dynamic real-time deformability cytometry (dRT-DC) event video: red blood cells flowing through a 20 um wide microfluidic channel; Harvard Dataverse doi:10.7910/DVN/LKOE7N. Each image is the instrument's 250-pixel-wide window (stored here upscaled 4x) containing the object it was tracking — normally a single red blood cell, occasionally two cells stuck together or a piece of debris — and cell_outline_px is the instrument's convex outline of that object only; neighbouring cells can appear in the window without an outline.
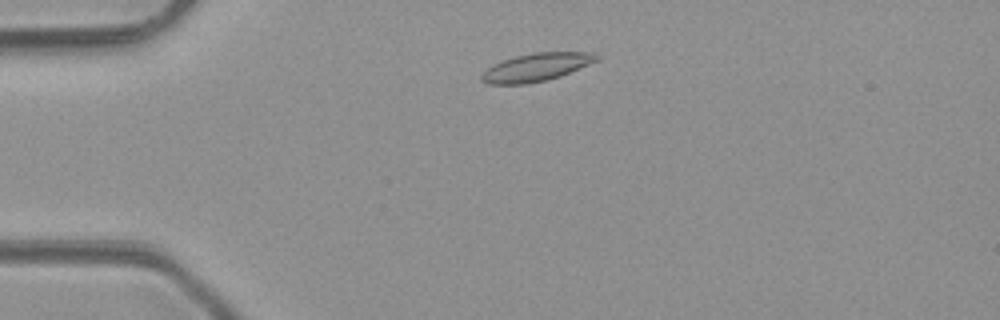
{"species": "common noctule bat (a hibernating species)", "species_latin": "Nyctalus noctula", "temperature_condition": "room temperature", "stored_images_in_passage": 5, "camera_frame_rate_fps": 3000, "um_per_image_px": 0.085, "animal": {"sex": "male", "body_mass_g": 23.1, "forearm_length_mm": 52.7}, "frame": {"image": 1, "passage_image": 2, "time_ms": 1.0, "image_size_px": [1000, 320], "cell_outline_px": [[600, 60], [560, 76], [548, 80], [528, 84], [488, 84], [480, 80], [480, 76], [492, 64], [516, 56], [532, 52], [596, 52], [600, 56]], "centroid_in_image_um": [45.62, 5.71], "position_along_channel_um": 39.4, "area_um2": 18.96}}
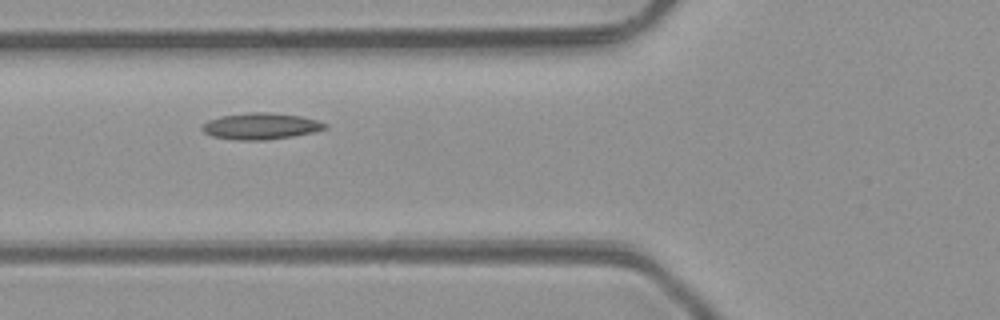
{"frame": {"image": 2, "passage_image": 4, "time_ms": 3.333, "image_size_px": [1000, 320], "cell_outline_px": [[328, 128], [312, 132], [292, 136], [264, 140], [236, 140], [212, 136], [204, 132], [200, 128], [208, 120], [220, 116], [248, 112], [268, 112], [300, 116], [316, 120], [328, 124]], "centroid_in_image_um": [22.15, 10.72], "position_along_channel_um": 103.7, "area_um2": 18.84}}
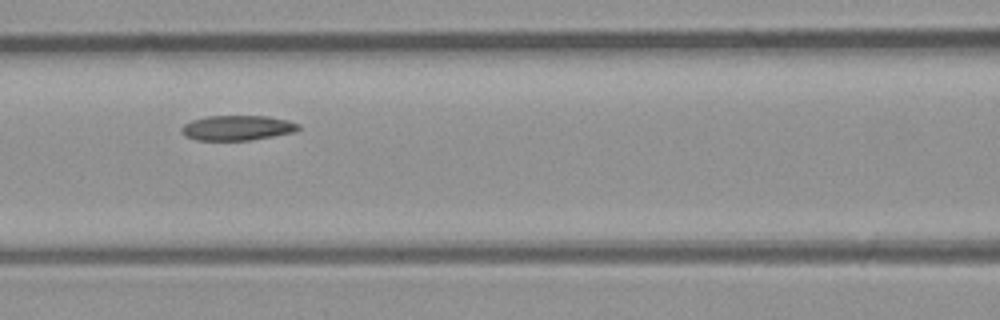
{"frame": {"image": 3, "passage_image": 5, "time_ms": 4.333, "image_size_px": [1000, 320], "cell_outline_px": [[300, 128], [296, 132], [248, 140], [196, 140], [184, 136], [180, 132], [180, 128], [184, 124], [192, 120], [208, 116], [268, 116], [288, 120], [300, 124]], "centroid_in_image_um": [20.16, 10.86], "position_along_channel_um": 146.4, "area_um2": 17.11}}